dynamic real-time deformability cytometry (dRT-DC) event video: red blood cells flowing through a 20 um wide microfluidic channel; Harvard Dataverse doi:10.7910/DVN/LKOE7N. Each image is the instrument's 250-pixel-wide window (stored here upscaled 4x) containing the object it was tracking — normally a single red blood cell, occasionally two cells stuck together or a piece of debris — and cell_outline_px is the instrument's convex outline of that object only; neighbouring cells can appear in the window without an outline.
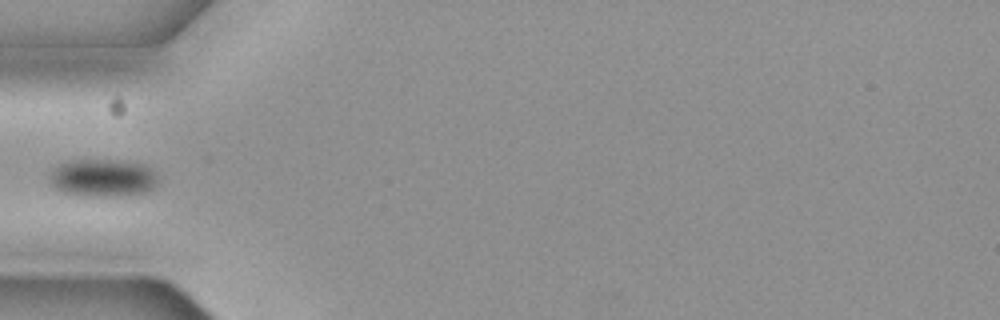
{"species": "common noctule bat (a hibernating species)", "species_latin": "Nyctalus noctula", "temperature_condition": "cold", "stored_images_in_passage": 7, "camera_frame_rate_fps": 3000, "um_per_image_px": 0.085, "animal": {"sex": "female", "body_mass_g": 19.3, "forearm_length_mm": 54.1}, "frame": {"image": 1, "passage_image": 6, "time_ms": 1.667, "image_size_px": [1000, 320], "cell_outline_px": [[156, 184], [148, 192], [124, 196], [80, 196], [64, 192], [56, 188], [52, 184], [48, 176], [60, 164], [68, 160], [124, 160], [144, 164], [152, 168], [156, 172]], "centroid_in_image_um": [8.77, 15.12], "position_along_channel_um": 76.2, "area_um2": 24.04}}